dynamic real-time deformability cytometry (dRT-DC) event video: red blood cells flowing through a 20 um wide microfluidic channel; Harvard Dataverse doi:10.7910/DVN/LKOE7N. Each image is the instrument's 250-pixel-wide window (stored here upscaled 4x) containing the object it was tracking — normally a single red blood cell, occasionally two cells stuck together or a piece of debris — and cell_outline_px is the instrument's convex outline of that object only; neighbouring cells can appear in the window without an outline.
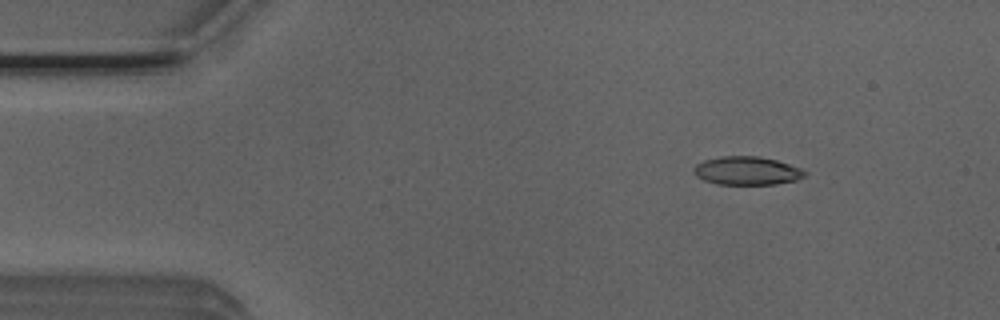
{"species": "Egyptian fruit bat (a non-hibernating species)", "species_latin": "Rousettus aegyptiacus", "temperature_condition": "room temperature", "stored_images_in_passage": 47, "camera_frame_rate_fps": 3000, "um_per_image_px": 0.085, "animal": {"sex": "male"}, "frame": {"image": 1, "passage_image": 2, "time_ms": 0.333, "image_size_px": [1000, 320], "cell_outline_px": [[808, 172], [804, 176], [796, 180], [776, 184], [716, 184], [704, 180], [696, 176], [692, 172], [692, 168], [696, 164], [704, 160], [720, 156], [760, 156], [776, 160], [800, 168]], "centroid_in_image_um": [63.45, 14.51], "position_along_channel_um": 21.6, "area_um2": 18.44}}
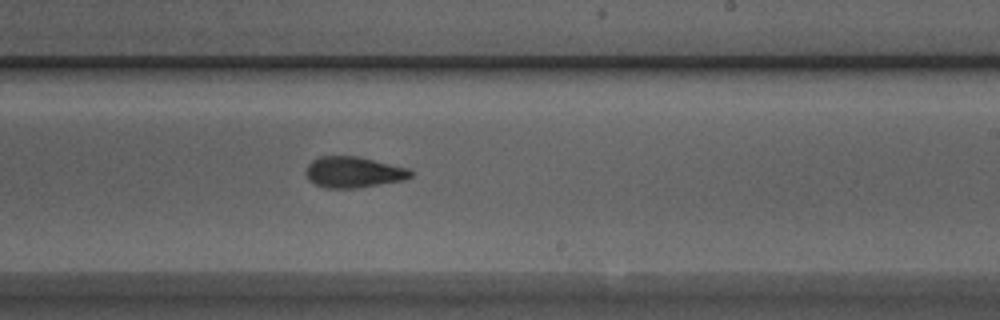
{"frame": {"image": 2, "passage_image": 26, "time_ms": 8.333, "image_size_px": [1000, 320], "cell_outline_px": [[412, 176], [404, 180], [356, 188], [328, 188], [316, 184], [308, 180], [304, 172], [308, 164], [312, 160], [320, 156], [356, 156], [408, 168], [412, 172]], "centroid_in_image_um": [30.01, 14.63], "position_along_channel_um": 259.0, "area_um2": 18.84}}
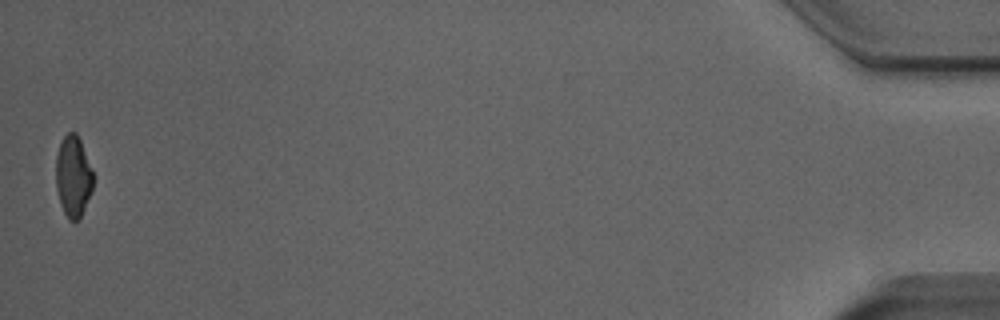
{"frame": {"image": 3, "passage_image": 47, "time_ms": 15.333, "image_size_px": [1000, 320], "cell_outline_px": [[92, 192], [80, 216], [76, 220], [68, 220], [60, 204], [56, 188], [56, 156], [60, 144], [64, 136], [68, 132], [76, 132], [80, 140], [92, 168]], "centroid_in_image_um": [6.21, 14.98], "position_along_channel_um": 429.0, "area_um2": 17.46}, "authors_computed_cell_mechanics": {"area_um2": 18.9006, "velocity_mm_per_s": 3.8975, "shape_relaxation_time_tau1_ms": 6.6839, "shape_relaxation_time_tau2_ms": 2.98, "deformation_change_tau1": 0.184, "deformation_change_tau2": 0.1054}}